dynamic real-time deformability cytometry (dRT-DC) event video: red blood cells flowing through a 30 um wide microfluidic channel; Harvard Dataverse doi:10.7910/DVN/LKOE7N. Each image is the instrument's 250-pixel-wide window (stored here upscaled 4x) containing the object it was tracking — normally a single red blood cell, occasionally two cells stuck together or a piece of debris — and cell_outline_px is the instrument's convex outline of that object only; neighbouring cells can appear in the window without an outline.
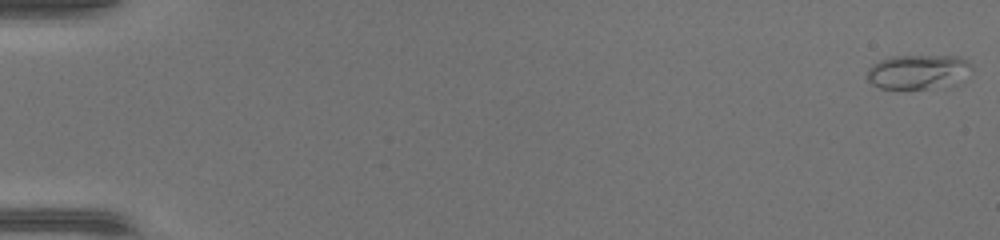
{"species": "common noctule bat (a hibernating species)", "species_latin": "Nyctalus noctula", "temperature_condition": "warm", "stored_images_in_passage": 49, "camera_frame_rate_fps": 3000, "um_per_image_px": 0.085, "animal": {"sex": "female", "body_mass_g": 17.0, "forearm_length_mm": 48.0}, "frame": {"image": 1, "passage_image": 1, "time_ms": 0.0, "image_size_px": [1000, 240], "cell_outline_px": [[972, 68], [964, 84], [952, 88], [880, 88], [872, 84], [864, 76], [868, 68], [872, 64], [880, 60], [892, 56], [956, 56], [968, 60], [972, 64]], "centroid_in_image_um": [78.14, 6.13], "position_along_channel_um": 6.9, "area_um2": 21.91}}
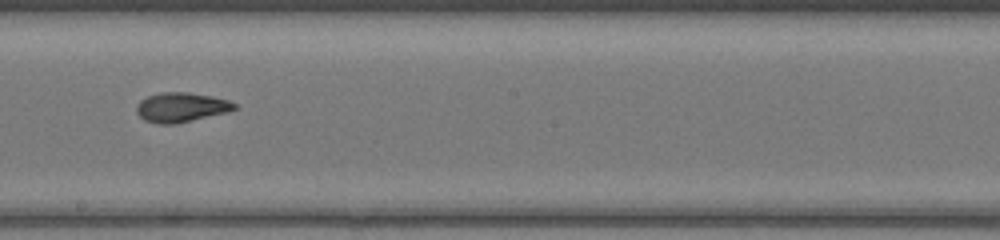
{"frame": {"image": 2, "passage_image": 29, "time_ms": 9.333, "image_size_px": [1000, 240], "cell_outline_px": [[240, 108], [228, 112], [176, 124], [160, 124], [144, 120], [136, 112], [136, 104], [140, 100], [148, 96], [160, 92], [188, 92], [212, 96], [228, 100], [236, 104]], "centroid_in_image_um": [15.41, 9.12], "position_along_channel_um": 232.8, "area_um2": 17.05}}
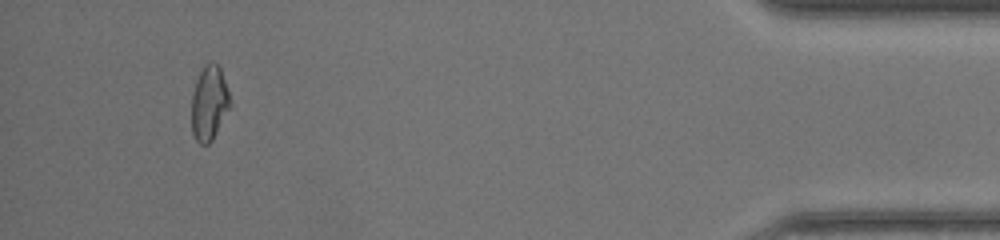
{"frame": {"image": 3, "passage_image": 46, "time_ms": 15.0, "image_size_px": [1000, 240], "cell_outline_px": [[232, 104], [212, 140], [208, 144], [200, 144], [196, 140], [192, 132], [192, 96], [196, 80], [204, 64], [212, 60], [220, 68]], "centroid_in_image_um": [17.78, 8.76], "position_along_channel_um": 417.4, "area_um2": 16.65}, "authors_computed_cell_mechanics": {"area_um2": 16.8776, "velocity_mm_per_s": 4.4006, "shape_relaxation_time_tau1_ms": 7.5013, "shape_relaxation_time_tau2_ms": 1.5074, "deformation_change_tau1": 0.2569, "deformation_change_tau2": 0.0697}}